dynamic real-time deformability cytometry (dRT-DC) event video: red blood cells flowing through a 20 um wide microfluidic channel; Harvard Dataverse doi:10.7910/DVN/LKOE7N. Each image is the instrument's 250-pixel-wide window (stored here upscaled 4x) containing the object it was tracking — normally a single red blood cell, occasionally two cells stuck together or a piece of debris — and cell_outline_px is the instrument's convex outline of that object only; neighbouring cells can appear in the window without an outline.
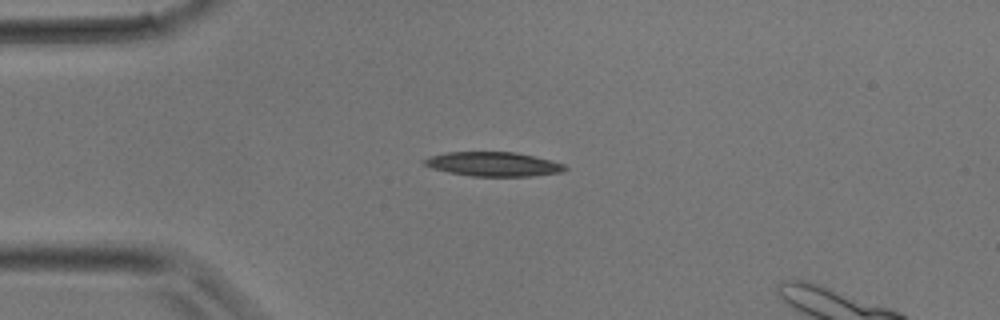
{"species": "common noctule bat (a hibernating species)", "species_latin": "Nyctalus noctula", "temperature_condition": "room temperature", "stored_images_in_passage": 31, "camera_frame_rate_fps": 3000, "um_per_image_px": 0.085, "animal": {"sex": "male", "body_mass_g": 17.9}, "frame": {"image": 1, "passage_image": 5, "time_ms": 1.333, "image_size_px": [1000, 320], "cell_outline_px": [[568, 168], [564, 172], [532, 176], [472, 176], [448, 172], [432, 168], [424, 164], [420, 160], [428, 156], [444, 152], [516, 152], [564, 164]], "centroid_in_image_um": [41.89, 13.95], "position_along_channel_um": 43.1, "area_um2": 19.94}}
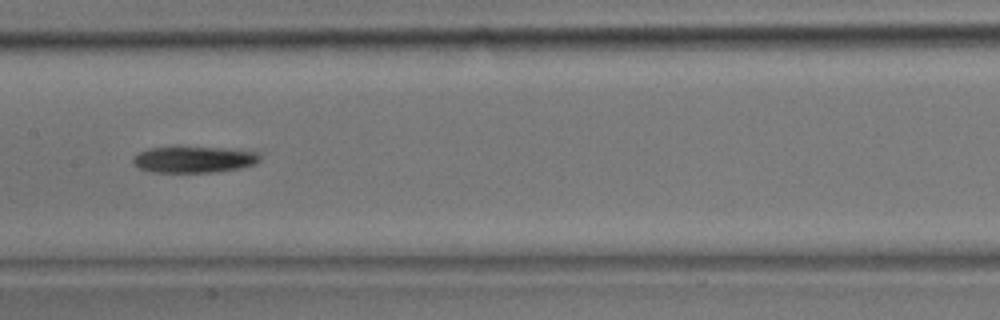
{"frame": {"image": 2, "passage_image": 14, "time_ms": 4.333, "image_size_px": [1000, 320], "cell_outline_px": [[260, 160], [256, 164], [240, 168], [216, 172], [152, 172], [140, 168], [132, 164], [132, 160], [140, 152], [148, 148], [224, 148], [260, 152]], "centroid_in_image_um": [16.53, 13.57], "position_along_channel_um": 190.9, "area_um2": 19.25}}
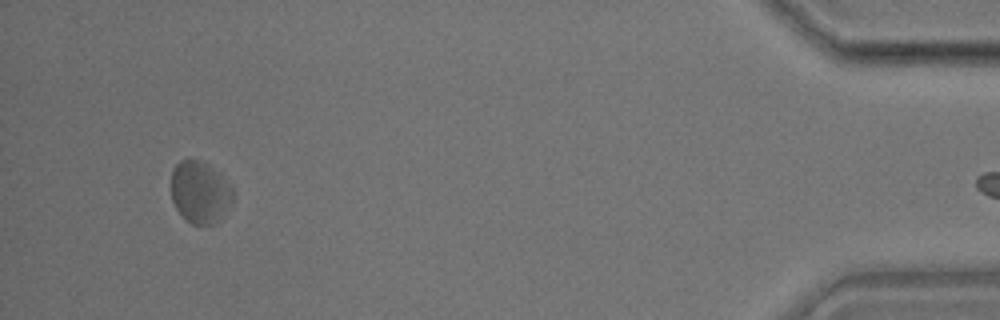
{"frame": {"image": 3, "passage_image": 30, "time_ms": 9.667, "image_size_px": [1000, 320], "cell_outline_px": [[232, 204], [220, 220], [212, 224], [192, 224], [176, 208], [172, 200], [172, 168], [180, 160], [200, 160], [208, 164], [232, 188]], "centroid_in_image_um": [17.0, 16.34], "position_along_channel_um": 418.2, "area_um2": 21.96}}